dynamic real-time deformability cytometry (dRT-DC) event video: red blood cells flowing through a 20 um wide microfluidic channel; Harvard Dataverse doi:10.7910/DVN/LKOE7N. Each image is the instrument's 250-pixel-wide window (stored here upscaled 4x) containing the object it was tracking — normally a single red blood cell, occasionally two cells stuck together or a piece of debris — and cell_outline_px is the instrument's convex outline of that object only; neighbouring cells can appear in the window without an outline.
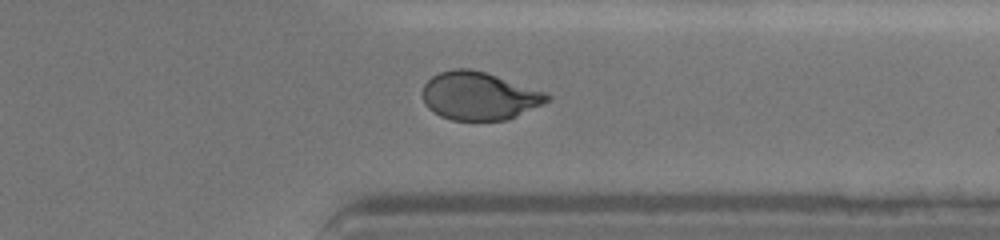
{"species": "human", "species_latin": "Homo sapiens", "temperature_condition": "cold", "stored_images_in_passage": 67, "camera_frame_rate_fps": 3000, "um_per_image_px": 0.085, "donor": {"sex": "female"}, "frame": {"image": 1, "passage_image": 45, "time_ms": 8.667, "image_size_px": [1000, 240], "cell_outline_px": [[552, 100], [508, 120], [452, 120], [440, 116], [432, 112], [424, 104], [424, 84], [432, 76], [440, 72], [452, 68], [468, 68], [484, 72], [544, 92], [552, 96]], "centroid_in_image_um": [40.72, 8.17], "position_along_channel_um": 370.7, "area_um2": 34.68}}
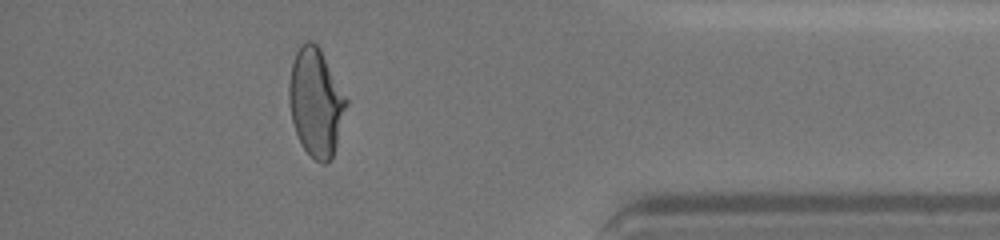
{"frame": {"image": 2, "passage_image": 56, "time_ms": 10.333, "image_size_px": [1000, 240], "cell_outline_px": [[348, 104], [332, 160], [328, 164], [320, 164], [300, 144], [292, 120], [288, 104], [288, 84], [292, 64], [296, 52], [300, 44], [308, 40], [312, 40], [320, 48], [348, 100]], "centroid_in_image_um": [26.85, 8.71], "position_along_channel_um": 408.4, "area_um2": 36.24}, "authors_computed_cell_mechanics": {"area_um2": 35.8938, "velocity_mm_per_s": 3.6018, "shape_relaxation_time_tau1_ms": 6.1531, "shape_relaxation_time_tau2_ms": 1.0551, "deformation_change_tau1": 0.177, "deformation_change_tau2": 0.0503}}